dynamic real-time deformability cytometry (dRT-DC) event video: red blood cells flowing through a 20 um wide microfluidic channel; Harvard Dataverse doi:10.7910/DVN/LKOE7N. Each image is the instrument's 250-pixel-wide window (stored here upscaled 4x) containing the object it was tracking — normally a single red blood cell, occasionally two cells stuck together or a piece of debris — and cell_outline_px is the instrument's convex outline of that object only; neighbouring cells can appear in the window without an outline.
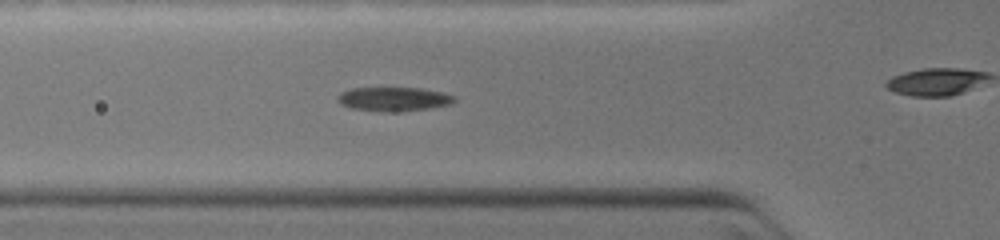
{"species": "common noctule bat (a hibernating species)", "species_latin": "Nyctalus noctula", "temperature_condition": "warm", "stored_images_in_passage": 43, "camera_frame_rate_fps": 3000, "um_per_image_px": 0.085, "animal": {"sex": "female", "body_mass_g": 19.0, "forearm_length_mm": 51.5}, "frame": {"image": 1, "passage_image": 3, "time_ms": 0.333, "image_size_px": [1000, 240], "cell_outline_px": [[456, 100], [452, 104], [428, 108], [388, 112], [384, 112], [352, 108], [340, 104], [336, 100], [336, 96], [340, 92], [352, 88], [420, 88], [440, 92], [456, 96]], "centroid_in_image_um": [33.43, 8.41], "position_along_channel_um": 92.4, "area_um2": 16.3}}
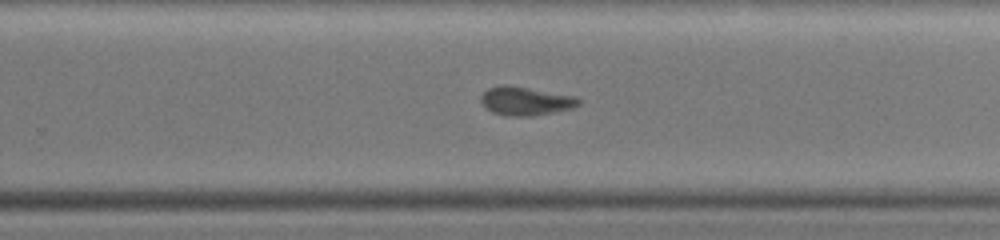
{"frame": {"image": 2, "passage_image": 22, "time_ms": 4.333, "image_size_px": [1000, 240], "cell_outline_px": [[584, 100], [580, 104], [572, 108], [532, 116], [508, 116], [492, 112], [480, 100], [480, 96], [488, 88], [500, 84], [508, 84], [576, 96]], "centroid_in_image_um": [44.7, 8.57], "position_along_channel_um": 285.1, "area_um2": 16.42}}
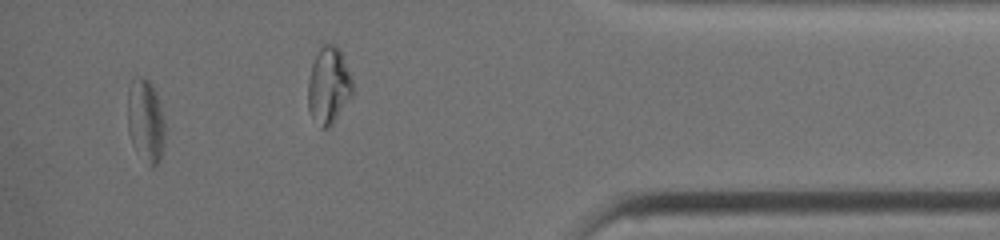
{"frame": {"image": 3, "passage_image": 38, "time_ms": 8.333, "image_size_px": [1000, 240], "cell_outline_px": [[168, 128], [160, 160], [152, 168], [148, 168], [132, 144], [128, 132], [128, 88], [132, 76], [144, 76], [152, 84], [156, 92]], "centroid_in_image_um": [12.41, 10.27], "position_along_channel_um": 422.8, "area_um2": 19.02}}